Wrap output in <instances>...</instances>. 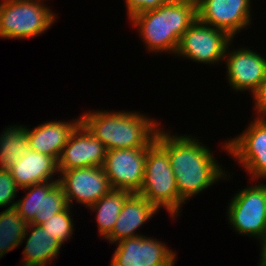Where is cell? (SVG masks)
<instances>
[{"label": "cell", "instance_id": "obj_1", "mask_svg": "<svg viewBox=\"0 0 266 266\" xmlns=\"http://www.w3.org/2000/svg\"><path fill=\"white\" fill-rule=\"evenodd\" d=\"M199 140L188 134L171 135L163 128L159 129L155 138L169 155L180 200L184 204L221 178L227 180L230 177V174L227 176L228 171L225 172L219 165L213 151Z\"/></svg>", "mask_w": 266, "mask_h": 266}, {"label": "cell", "instance_id": "obj_2", "mask_svg": "<svg viewBox=\"0 0 266 266\" xmlns=\"http://www.w3.org/2000/svg\"><path fill=\"white\" fill-rule=\"evenodd\" d=\"M140 112L86 111L80 116L81 123L106 150L148 148L162 125ZM160 126V127H159Z\"/></svg>", "mask_w": 266, "mask_h": 266}, {"label": "cell", "instance_id": "obj_3", "mask_svg": "<svg viewBox=\"0 0 266 266\" xmlns=\"http://www.w3.org/2000/svg\"><path fill=\"white\" fill-rule=\"evenodd\" d=\"M196 19L197 7L193 4L168 1L157 9L133 15L129 21L149 52L175 55L180 38Z\"/></svg>", "mask_w": 266, "mask_h": 266}, {"label": "cell", "instance_id": "obj_4", "mask_svg": "<svg viewBox=\"0 0 266 266\" xmlns=\"http://www.w3.org/2000/svg\"><path fill=\"white\" fill-rule=\"evenodd\" d=\"M138 194L144 196L159 211L166 209L173 219L180 216V200L176 178L168 153L154 141L147 148L144 181Z\"/></svg>", "mask_w": 266, "mask_h": 266}, {"label": "cell", "instance_id": "obj_5", "mask_svg": "<svg viewBox=\"0 0 266 266\" xmlns=\"http://www.w3.org/2000/svg\"><path fill=\"white\" fill-rule=\"evenodd\" d=\"M43 1H0V39H29L47 32L57 16Z\"/></svg>", "mask_w": 266, "mask_h": 266}, {"label": "cell", "instance_id": "obj_6", "mask_svg": "<svg viewBox=\"0 0 266 266\" xmlns=\"http://www.w3.org/2000/svg\"><path fill=\"white\" fill-rule=\"evenodd\" d=\"M230 200L226 210L228 223L236 233L260 241L266 232V184L258 181L241 188Z\"/></svg>", "mask_w": 266, "mask_h": 266}, {"label": "cell", "instance_id": "obj_7", "mask_svg": "<svg viewBox=\"0 0 266 266\" xmlns=\"http://www.w3.org/2000/svg\"><path fill=\"white\" fill-rule=\"evenodd\" d=\"M222 144L252 180H266V119L254 117L240 135Z\"/></svg>", "mask_w": 266, "mask_h": 266}, {"label": "cell", "instance_id": "obj_8", "mask_svg": "<svg viewBox=\"0 0 266 266\" xmlns=\"http://www.w3.org/2000/svg\"><path fill=\"white\" fill-rule=\"evenodd\" d=\"M232 39L225 31L196 19L180 38L175 55L196 63L218 64Z\"/></svg>", "mask_w": 266, "mask_h": 266}, {"label": "cell", "instance_id": "obj_9", "mask_svg": "<svg viewBox=\"0 0 266 266\" xmlns=\"http://www.w3.org/2000/svg\"><path fill=\"white\" fill-rule=\"evenodd\" d=\"M231 42L233 40L229 42L223 59L227 69L226 80L235 92L247 90L253 96L266 80V58L247 47L230 51L229 47H233Z\"/></svg>", "mask_w": 266, "mask_h": 266}, {"label": "cell", "instance_id": "obj_10", "mask_svg": "<svg viewBox=\"0 0 266 266\" xmlns=\"http://www.w3.org/2000/svg\"><path fill=\"white\" fill-rule=\"evenodd\" d=\"M58 180L56 177L24 188L27 192L16 201L15 208L28 224L40 225L69 206Z\"/></svg>", "mask_w": 266, "mask_h": 266}, {"label": "cell", "instance_id": "obj_11", "mask_svg": "<svg viewBox=\"0 0 266 266\" xmlns=\"http://www.w3.org/2000/svg\"><path fill=\"white\" fill-rule=\"evenodd\" d=\"M146 156L147 148L108 150L102 167L111 188L138 193L144 181Z\"/></svg>", "mask_w": 266, "mask_h": 266}, {"label": "cell", "instance_id": "obj_12", "mask_svg": "<svg viewBox=\"0 0 266 266\" xmlns=\"http://www.w3.org/2000/svg\"><path fill=\"white\" fill-rule=\"evenodd\" d=\"M110 266H174L176 253L165 242L139 235L117 242Z\"/></svg>", "mask_w": 266, "mask_h": 266}, {"label": "cell", "instance_id": "obj_13", "mask_svg": "<svg viewBox=\"0 0 266 266\" xmlns=\"http://www.w3.org/2000/svg\"><path fill=\"white\" fill-rule=\"evenodd\" d=\"M58 183L65 192L68 205L83 204L88 208L112 188L103 167H83L59 171Z\"/></svg>", "mask_w": 266, "mask_h": 266}, {"label": "cell", "instance_id": "obj_14", "mask_svg": "<svg viewBox=\"0 0 266 266\" xmlns=\"http://www.w3.org/2000/svg\"><path fill=\"white\" fill-rule=\"evenodd\" d=\"M251 0H201L197 19L225 31L231 38L252 23Z\"/></svg>", "mask_w": 266, "mask_h": 266}, {"label": "cell", "instance_id": "obj_15", "mask_svg": "<svg viewBox=\"0 0 266 266\" xmlns=\"http://www.w3.org/2000/svg\"><path fill=\"white\" fill-rule=\"evenodd\" d=\"M104 144L80 123L72 132L58 160V171L83 167H102L106 157Z\"/></svg>", "mask_w": 266, "mask_h": 266}, {"label": "cell", "instance_id": "obj_16", "mask_svg": "<svg viewBox=\"0 0 266 266\" xmlns=\"http://www.w3.org/2000/svg\"><path fill=\"white\" fill-rule=\"evenodd\" d=\"M81 123V118L70 121H46L30 129L27 127V138L30 149L53 157L57 162L70 135Z\"/></svg>", "mask_w": 266, "mask_h": 266}, {"label": "cell", "instance_id": "obj_17", "mask_svg": "<svg viewBox=\"0 0 266 266\" xmlns=\"http://www.w3.org/2000/svg\"><path fill=\"white\" fill-rule=\"evenodd\" d=\"M159 210L144 196L132 193L123 205L112 232L105 238L109 243L141 235L136 233L144 223L149 222Z\"/></svg>", "mask_w": 266, "mask_h": 266}, {"label": "cell", "instance_id": "obj_18", "mask_svg": "<svg viewBox=\"0 0 266 266\" xmlns=\"http://www.w3.org/2000/svg\"><path fill=\"white\" fill-rule=\"evenodd\" d=\"M9 171L19 190L34 184L52 181L54 176L59 174L58 162L53 157L31 149Z\"/></svg>", "mask_w": 266, "mask_h": 266}, {"label": "cell", "instance_id": "obj_19", "mask_svg": "<svg viewBox=\"0 0 266 266\" xmlns=\"http://www.w3.org/2000/svg\"><path fill=\"white\" fill-rule=\"evenodd\" d=\"M25 240L22 266H49L59 256L62 245L41 225L29 223L21 244Z\"/></svg>", "mask_w": 266, "mask_h": 266}, {"label": "cell", "instance_id": "obj_20", "mask_svg": "<svg viewBox=\"0 0 266 266\" xmlns=\"http://www.w3.org/2000/svg\"><path fill=\"white\" fill-rule=\"evenodd\" d=\"M131 194L127 190L111 189L96 203L88 207L92 212H96L95 219L97 221L98 232L103 239L112 232L125 200Z\"/></svg>", "mask_w": 266, "mask_h": 266}, {"label": "cell", "instance_id": "obj_21", "mask_svg": "<svg viewBox=\"0 0 266 266\" xmlns=\"http://www.w3.org/2000/svg\"><path fill=\"white\" fill-rule=\"evenodd\" d=\"M30 150L27 128L14 124L5 128L0 135V169L9 170Z\"/></svg>", "mask_w": 266, "mask_h": 266}, {"label": "cell", "instance_id": "obj_22", "mask_svg": "<svg viewBox=\"0 0 266 266\" xmlns=\"http://www.w3.org/2000/svg\"><path fill=\"white\" fill-rule=\"evenodd\" d=\"M27 225L15 207L0 212V259L21 245Z\"/></svg>", "mask_w": 266, "mask_h": 266}, {"label": "cell", "instance_id": "obj_23", "mask_svg": "<svg viewBox=\"0 0 266 266\" xmlns=\"http://www.w3.org/2000/svg\"><path fill=\"white\" fill-rule=\"evenodd\" d=\"M70 209L71 207L68 206L65 210L53 215L49 220L40 224L61 245L71 239L70 237H72L75 230L73 229L74 223Z\"/></svg>", "mask_w": 266, "mask_h": 266}, {"label": "cell", "instance_id": "obj_24", "mask_svg": "<svg viewBox=\"0 0 266 266\" xmlns=\"http://www.w3.org/2000/svg\"><path fill=\"white\" fill-rule=\"evenodd\" d=\"M18 189L11 172L6 169H0V208L5 206L7 208L15 207Z\"/></svg>", "mask_w": 266, "mask_h": 266}, {"label": "cell", "instance_id": "obj_25", "mask_svg": "<svg viewBox=\"0 0 266 266\" xmlns=\"http://www.w3.org/2000/svg\"><path fill=\"white\" fill-rule=\"evenodd\" d=\"M127 17L130 19L133 15L145 11L157 9L159 6L168 2V0H125Z\"/></svg>", "mask_w": 266, "mask_h": 266}, {"label": "cell", "instance_id": "obj_26", "mask_svg": "<svg viewBox=\"0 0 266 266\" xmlns=\"http://www.w3.org/2000/svg\"><path fill=\"white\" fill-rule=\"evenodd\" d=\"M255 112V117L266 119V80L261 84L259 90L252 96Z\"/></svg>", "mask_w": 266, "mask_h": 266}, {"label": "cell", "instance_id": "obj_27", "mask_svg": "<svg viewBox=\"0 0 266 266\" xmlns=\"http://www.w3.org/2000/svg\"><path fill=\"white\" fill-rule=\"evenodd\" d=\"M260 242L261 252H260V261L258 266H266V232L264 237L258 241Z\"/></svg>", "mask_w": 266, "mask_h": 266}, {"label": "cell", "instance_id": "obj_28", "mask_svg": "<svg viewBox=\"0 0 266 266\" xmlns=\"http://www.w3.org/2000/svg\"><path fill=\"white\" fill-rule=\"evenodd\" d=\"M171 2H181V3H189V4H193L194 6H198L201 2V0H168Z\"/></svg>", "mask_w": 266, "mask_h": 266}]
</instances>
